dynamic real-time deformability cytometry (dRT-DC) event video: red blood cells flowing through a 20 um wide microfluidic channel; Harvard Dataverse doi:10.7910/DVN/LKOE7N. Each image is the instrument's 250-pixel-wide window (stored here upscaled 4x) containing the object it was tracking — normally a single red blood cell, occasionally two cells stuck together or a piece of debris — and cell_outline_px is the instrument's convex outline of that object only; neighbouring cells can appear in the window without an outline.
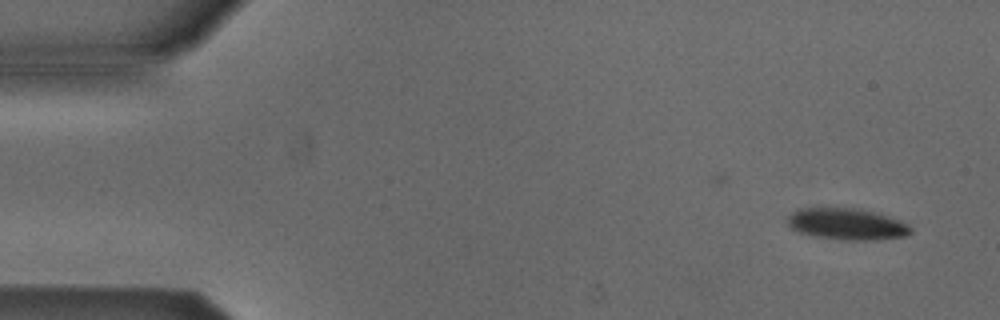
{"species": "Egyptian fruit bat (a non-hibernating species)", "species_latin": "Rousettus aegyptiacus", "temperature_condition": "cold", "stored_images_in_passage": 7, "camera_frame_rate_fps": 3000, "um_per_image_px": 0.085, "animal": {"sex": "male"}, "frame": {"image": 1, "passage_image": 1, "time_ms": 0.0, "image_size_px": [1000, 320], "cell_outline_px": [[912, 232], [904, 236], [872, 240], [844, 240], [812, 236], [800, 232], [792, 228], [788, 224], [788, 216], [796, 208], [860, 208], [888, 216], [908, 224], [912, 228]], "centroid_in_image_um": [71.97, 19.04], "position_along_channel_um": 13.0, "area_um2": 22.6}}
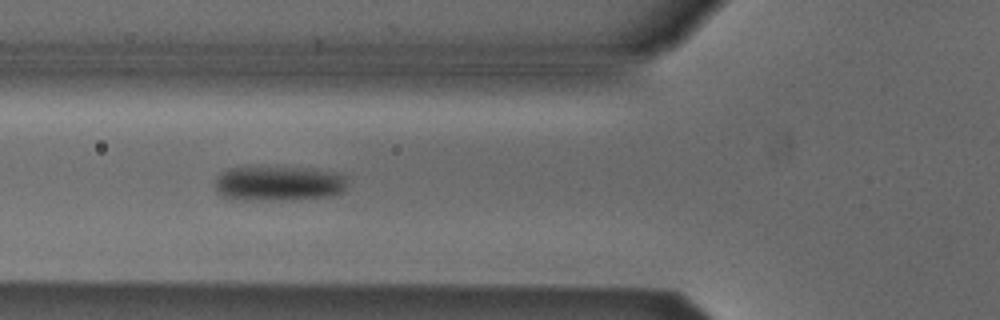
{"frame": {"image": 2, "passage_image": 5, "time_ms": 5.333, "image_size_px": [1000, 320], "cell_outline_px": [[348, 184], [340, 192], [332, 196], [284, 200], [232, 200], [216, 192], [216, 176], [220, 172], [232, 168], [304, 168], [336, 172], [348, 176]], "centroid_in_image_um": [23.69, 15.61], "position_along_channel_um": 102.1, "area_um2": 26.99}}
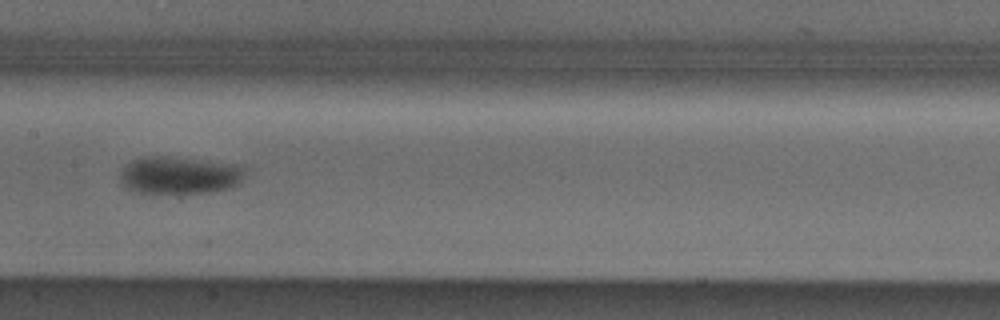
{"frame": {"image": 3, "passage_image": 7, "time_ms": 7.667, "image_size_px": [1000, 320], "cell_outline_px": [[244, 168], [240, 180], [232, 188], [208, 192], [152, 196], [136, 192], [128, 188], [120, 180], [120, 172], [132, 160], [144, 156], [164, 156], [236, 164]], "centroid_in_image_um": [15.18, 14.94], "position_along_channel_um": 192.2, "area_um2": 27.69}}